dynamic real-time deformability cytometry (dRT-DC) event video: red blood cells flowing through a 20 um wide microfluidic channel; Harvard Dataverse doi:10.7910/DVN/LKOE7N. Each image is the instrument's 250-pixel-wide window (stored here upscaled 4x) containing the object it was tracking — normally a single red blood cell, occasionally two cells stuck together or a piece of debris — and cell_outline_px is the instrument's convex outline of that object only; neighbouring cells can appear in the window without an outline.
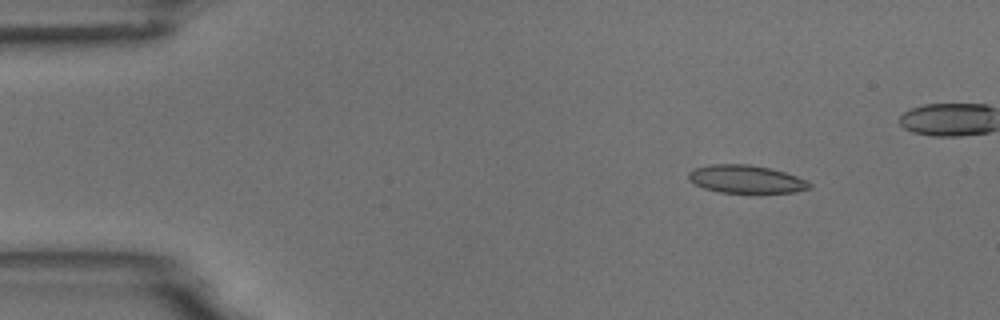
{"species": "common noctule bat (a hibernating species)", "species_latin": "Nyctalus noctula", "temperature_condition": "room temperature", "stored_images_in_passage": 6, "camera_frame_rate_fps": 3000, "um_per_image_px": 0.085, "animal": {"sex": "male", "body_mass_g": 18.8}, "frame": {"image": 1, "passage_image": 2, "time_ms": 1.333, "image_size_px": [1000, 320], "cell_outline_px": [[812, 188], [796, 192], [720, 192], [704, 188], [688, 180], [688, 172], [692, 168], [712, 164], [748, 164], [768, 168], [784, 172], [796, 176], [812, 184]], "centroid_in_image_um": [63.38, 15.22], "position_along_channel_um": 21.6, "area_um2": 19.54}}